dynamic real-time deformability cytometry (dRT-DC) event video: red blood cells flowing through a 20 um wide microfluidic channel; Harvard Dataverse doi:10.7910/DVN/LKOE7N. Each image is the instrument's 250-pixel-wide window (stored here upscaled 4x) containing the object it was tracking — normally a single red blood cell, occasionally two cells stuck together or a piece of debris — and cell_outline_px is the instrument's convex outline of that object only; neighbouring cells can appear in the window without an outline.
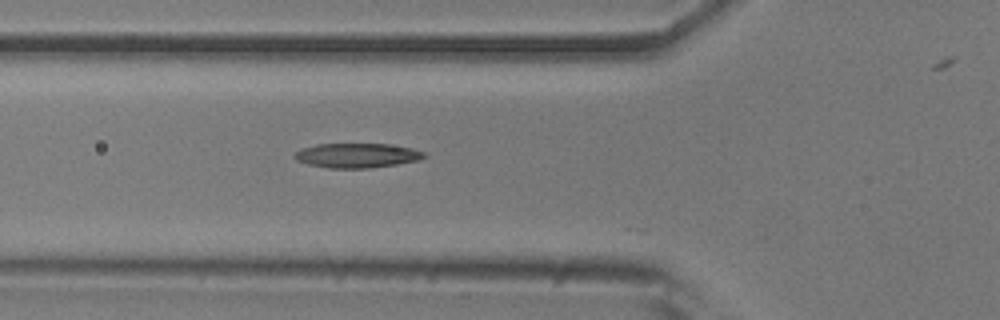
{"species": "common noctule bat (a hibernating species)", "species_latin": "Nyctalus noctula", "temperature_condition": "room temperature", "stored_images_in_passage": 8, "camera_frame_rate_fps": 3000, "um_per_image_px": 0.085, "animal": {"sex": "male", "body_mass_g": 20.5, "forearm_length_mm": 52.5}, "frame": {"image": 1, "passage_image": 2, "time_ms": 0.333, "image_size_px": [1000, 320], "cell_outline_px": [[428, 156], [420, 160], [396, 164], [368, 168], [328, 168], [308, 164], [296, 160], [292, 156], [300, 148], [316, 144], [388, 144], [412, 148], [424, 152]], "centroid_in_image_um": [30.33, 13.21], "position_along_channel_um": 95.5, "area_um2": 18.61}}
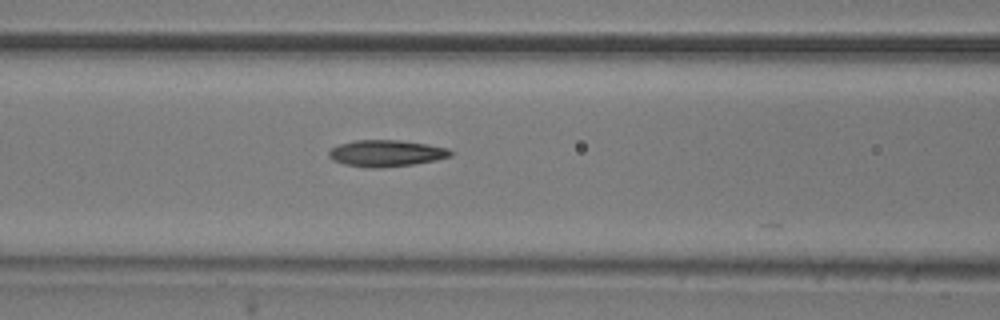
{"frame": {"image": 2, "passage_image": 5, "time_ms": 1.333, "image_size_px": [1000, 320], "cell_outline_px": [[452, 156], [436, 160], [412, 164], [380, 168], [368, 168], [344, 164], [332, 160], [328, 156], [328, 152], [332, 148], [340, 144], [356, 140], [400, 140], [428, 144], [448, 148], [452, 152]], "centroid_in_image_um": [32.82, 13.03], "position_along_channel_um": 133.8, "area_um2": 18.84}}